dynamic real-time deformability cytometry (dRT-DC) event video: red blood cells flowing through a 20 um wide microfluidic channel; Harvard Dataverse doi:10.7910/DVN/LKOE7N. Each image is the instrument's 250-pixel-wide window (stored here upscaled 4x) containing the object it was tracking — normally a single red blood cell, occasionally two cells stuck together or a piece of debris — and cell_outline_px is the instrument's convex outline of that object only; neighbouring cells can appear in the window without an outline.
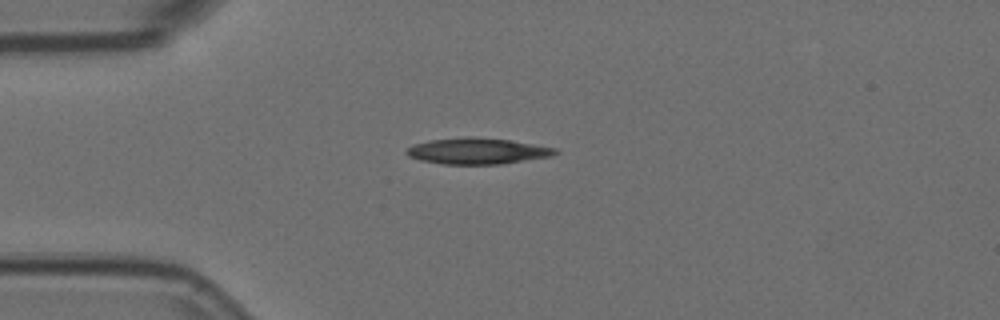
{"species": "Egyptian fruit bat (a non-hibernating species)", "species_latin": "Rousettus aegyptiacus", "temperature_condition": "room temperature", "stored_images_in_passage": 6, "camera_frame_rate_fps": 3000, "um_per_image_px": 0.085, "animal": {"sex": "female"}, "frame": {"image": 1, "passage_image": 1, "time_ms": 0.0, "image_size_px": [1000, 320], "cell_outline_px": [[560, 152], [552, 156], [500, 164], [444, 164], [420, 160], [408, 156], [404, 152], [412, 144], [428, 140], [464, 136], [472, 136], [508, 140], [556, 148]], "centroid_in_image_um": [40.53, 12.83], "position_along_channel_um": 44.5, "area_um2": 22.72}}
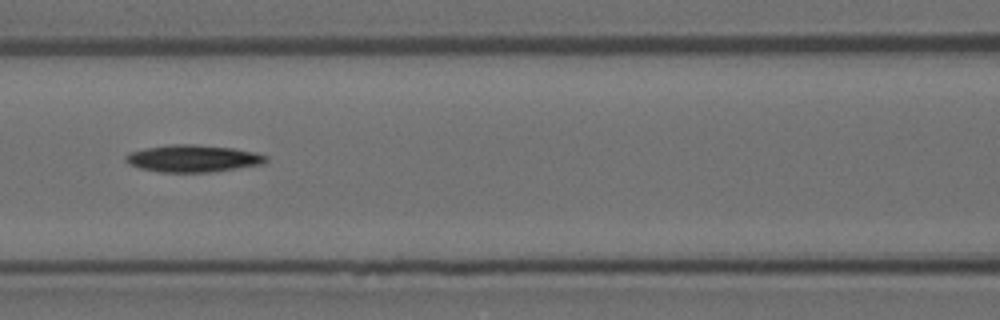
{"frame": {"image": 2, "passage_image": 4, "time_ms": 1.0, "image_size_px": [1000, 320], "cell_outline_px": [[268, 160], [264, 164], [212, 172], [160, 172], [140, 168], [128, 164], [124, 160], [124, 156], [132, 152], [144, 148], [172, 144], [192, 144], [232, 148], [256, 152], [268, 156]], "centroid_in_image_um": [16.42, 13.47], "position_along_channel_um": 150.2, "area_um2": 22.25}}
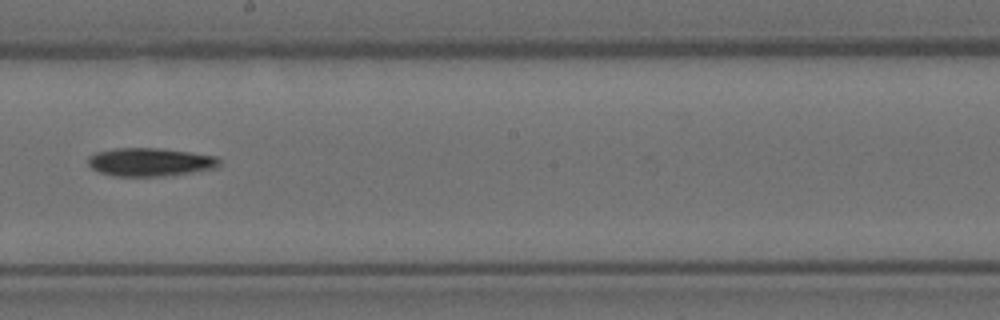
{"frame": {"image": 3, "passage_image": 6, "time_ms": 1.667, "image_size_px": [1000, 320], "cell_outline_px": [[220, 164], [216, 168], [172, 176], [116, 176], [100, 172], [92, 168], [88, 164], [88, 156], [96, 152], [116, 148], [160, 148], [216, 156], [220, 160]], "centroid_in_image_um": [12.77, 13.78], "position_along_channel_um": 235.4, "area_um2": 21.73}}